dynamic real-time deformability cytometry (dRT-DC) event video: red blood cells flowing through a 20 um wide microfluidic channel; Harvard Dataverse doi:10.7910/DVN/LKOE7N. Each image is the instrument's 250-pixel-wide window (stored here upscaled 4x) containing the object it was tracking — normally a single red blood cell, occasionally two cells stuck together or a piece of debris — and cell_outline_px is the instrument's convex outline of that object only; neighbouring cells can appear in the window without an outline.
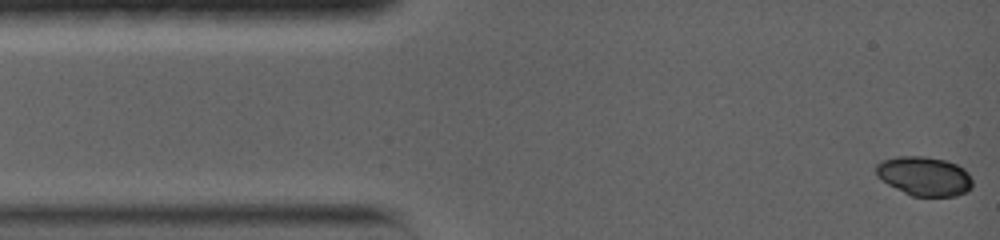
{"species": "common noctule bat (a hibernating species)", "species_latin": "Nyctalus noctula", "temperature_condition": "warm", "stored_images_in_passage": 19, "camera_frame_rate_fps": 5000, "um_per_image_px": 0.085, "animal": {"sex": "female", "body_mass_g": 19.0, "forearm_length_mm": 56.7}, "frame": {"image": 1, "passage_image": 1, "time_ms": 0.0, "image_size_px": [1000, 240], "cell_outline_px": [[972, 188], [968, 192], [956, 196], [912, 196], [888, 184], [876, 176], [876, 164], [884, 160], [896, 156], [924, 156], [944, 160], [956, 164], [964, 168], [968, 172], [972, 180]], "centroid_in_image_um": [78.59, 14.97], "position_along_channel_um": 6.4, "area_um2": 22.08}}
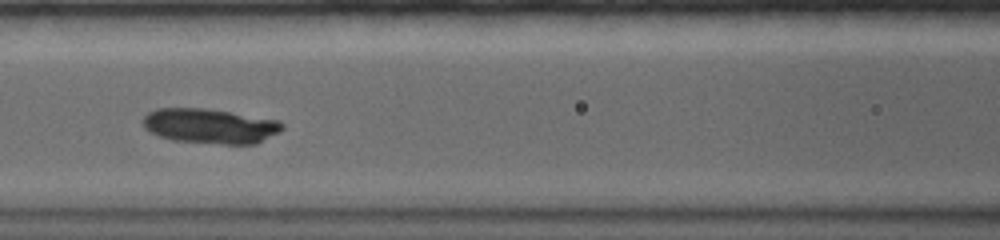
{"frame": {"image": 2, "passage_image": 15, "time_ms": 6.0, "image_size_px": [1000, 240], "cell_outline_px": [[284, 128], [280, 132], [256, 144], [224, 144], [172, 140], [160, 136], [144, 128], [144, 116], [148, 112], [156, 108], [204, 108], [280, 120], [284, 124]], "centroid_in_image_um": [17.89, 10.71], "position_along_channel_um": 148.7, "area_um2": 28.32}}
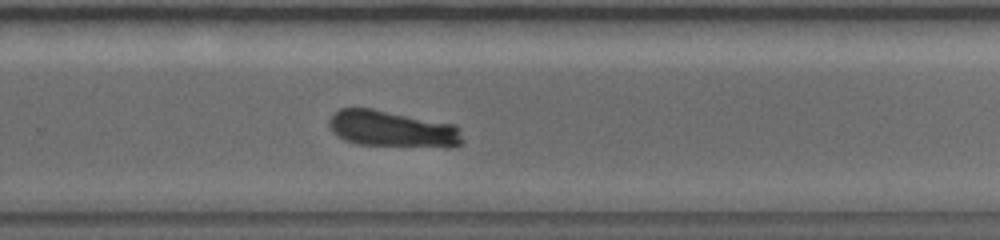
{"frame": {"image": 3, "passage_image": 19, "time_ms": 10.0, "image_size_px": [1000, 240], "cell_outline_px": [[464, 140], [456, 148], [448, 148], [360, 144], [344, 140], [332, 132], [328, 124], [328, 120], [332, 112], [340, 108], [372, 108], [456, 124], [460, 128]], "centroid_in_image_um": [33.39, 10.96], "position_along_channel_um": 296.4, "area_um2": 29.02}}